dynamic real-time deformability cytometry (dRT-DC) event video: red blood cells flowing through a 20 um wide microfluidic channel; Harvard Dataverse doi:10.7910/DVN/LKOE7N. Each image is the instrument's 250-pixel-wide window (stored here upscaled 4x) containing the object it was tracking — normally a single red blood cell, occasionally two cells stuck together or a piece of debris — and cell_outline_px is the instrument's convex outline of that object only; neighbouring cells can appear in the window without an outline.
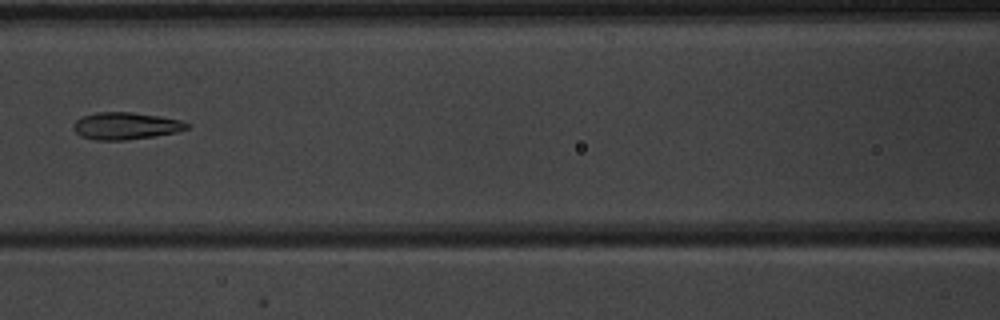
{"species": "common noctule bat (a hibernating species)", "species_latin": "Nyctalus noctula", "temperature_condition": "warm", "stored_images_in_passage": 5, "camera_frame_rate_fps": 3000, "um_per_image_px": 0.085, "animal": {"sex": "male", "body_mass_g": 20.1, "forearm_length_mm": 53.5}, "frame": {"image": 1, "passage_image": 4, "time_ms": 3.667, "image_size_px": [1000, 320], "cell_outline_px": [[192, 124], [188, 128], [176, 132], [156, 136], [124, 140], [96, 140], [80, 136], [72, 128], [72, 124], [76, 120], [84, 116], [96, 112], [132, 112], [160, 116], [180, 120]], "centroid_in_image_um": [10.69, 10.7], "position_along_channel_um": 155.9, "area_um2": 18.03}}
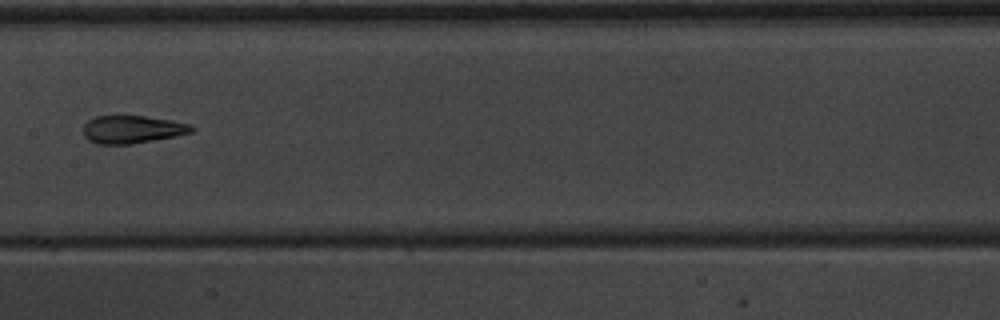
{"frame": {"image": 2, "passage_image": 5, "time_ms": 4.667, "image_size_px": [1000, 320], "cell_outline_px": [[196, 128], [192, 132], [176, 136], [132, 144], [96, 144], [88, 140], [84, 136], [84, 124], [88, 120], [96, 116], [144, 116], [172, 120], [192, 124]], "centroid_in_image_um": [11.26, 11.0], "position_along_channel_um": 196.1, "area_um2": 17.69}}